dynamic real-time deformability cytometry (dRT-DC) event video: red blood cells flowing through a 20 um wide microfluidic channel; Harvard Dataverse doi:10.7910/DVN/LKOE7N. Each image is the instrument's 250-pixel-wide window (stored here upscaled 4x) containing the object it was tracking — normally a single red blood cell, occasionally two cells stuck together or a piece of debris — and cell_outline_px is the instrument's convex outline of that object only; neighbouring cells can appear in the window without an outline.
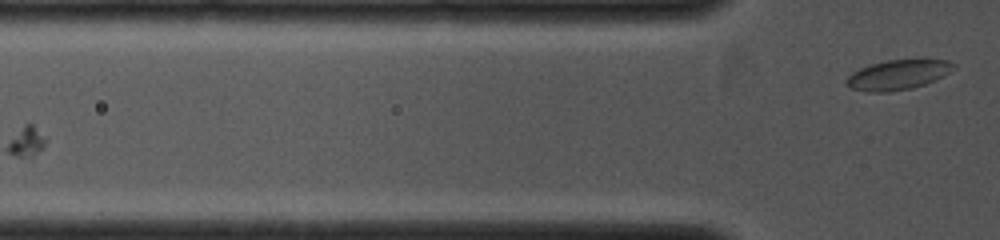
{"species": "common noctule bat (a hibernating species)", "species_latin": "Nyctalus noctula", "temperature_condition": "cold", "stored_images_in_passage": 6, "camera_frame_rate_fps": 4000, "um_per_image_px": 0.085, "animal": {"sex": "female", "body_mass_g": 19.0, "forearm_length_mm": 53.3}, "frame": {"image": 1, "passage_image": 6, "time_ms": 2.0, "image_size_px": [1000, 240], "cell_outline_px": [[956, 68], [936, 80], [912, 88], [888, 92], [868, 92], [852, 88], [844, 84], [844, 80], [852, 72], [860, 68], [872, 64], [888, 60], [920, 56], [948, 60], [956, 64]], "centroid_in_image_um": [76.39, 6.3], "position_along_channel_um": 49.4, "area_um2": 19.48}}